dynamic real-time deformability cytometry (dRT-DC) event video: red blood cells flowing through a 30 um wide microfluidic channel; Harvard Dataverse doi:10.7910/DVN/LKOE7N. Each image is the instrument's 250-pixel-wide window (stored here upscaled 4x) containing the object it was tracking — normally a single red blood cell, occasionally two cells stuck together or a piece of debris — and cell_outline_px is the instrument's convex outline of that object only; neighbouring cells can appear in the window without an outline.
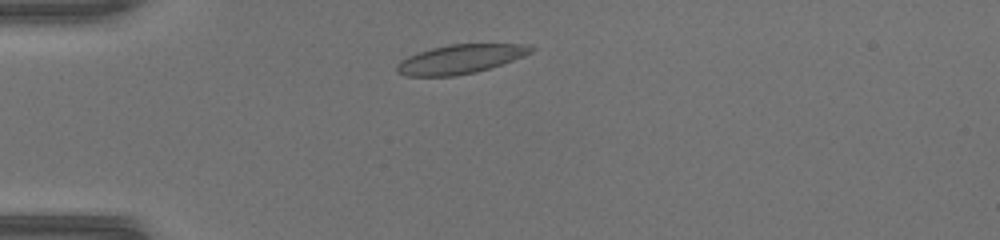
{"species": "common noctule bat (a hibernating species)", "species_latin": "Nyctalus noctula", "temperature_condition": "warm", "stored_images_in_passage": 41, "camera_frame_rate_fps": 3000, "um_per_image_px": 0.085, "animal": {"sex": "female", "body_mass_g": 17.0, "forearm_length_mm": 48.0}, "frame": {"image": 1, "passage_image": 5, "time_ms": 1.333, "image_size_px": [1000, 240], "cell_outline_px": [[536, 48], [532, 52], [524, 56], [476, 72], [456, 76], [404, 76], [396, 72], [396, 64], [400, 60], [408, 56], [432, 48], [452, 44], [528, 44]], "centroid_in_image_um": [39.11, 5.03], "position_along_channel_um": 45.9, "area_um2": 22.66}}
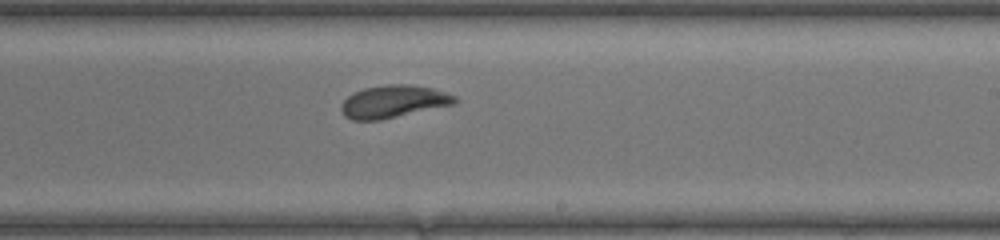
{"frame": {"image": 2, "passage_image": 22, "time_ms": 7.0, "image_size_px": [1000, 240], "cell_outline_px": [[460, 100], [456, 104], [380, 120], [352, 120], [344, 116], [340, 108], [340, 104], [352, 92], [364, 88], [388, 84], [412, 84], [432, 88], [456, 96]], "centroid_in_image_um": [33.45, 8.63], "position_along_channel_um": 255.6, "area_um2": 21.79}}
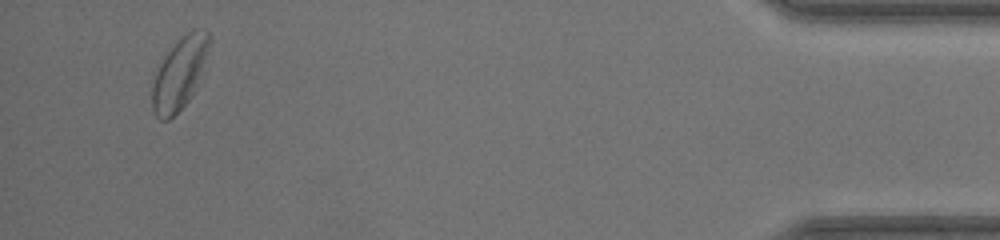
{"frame": {"image": 3, "passage_image": 39, "time_ms": 12.667, "image_size_px": [1000, 240], "cell_outline_px": [[212, 40], [196, 88], [192, 96], [168, 120], [160, 120], [156, 116], [152, 108], [152, 76], [168, 52], [180, 36], [192, 28], [204, 28], [212, 36]], "centroid_in_image_um": [15.28, 6.18], "position_along_channel_um": 419.9, "area_um2": 24.1}, "authors_computed_cell_mechanics": {"area_um2": 22.3108, "velocity_mm_per_s": 4.1739, "shape_relaxation_time_tau1_ms": 4.7146, "shape_relaxation_time_tau2_ms": 1.745, "deformation_change_tau1": 0.1518, "deformation_change_tau2": 0.0646}}